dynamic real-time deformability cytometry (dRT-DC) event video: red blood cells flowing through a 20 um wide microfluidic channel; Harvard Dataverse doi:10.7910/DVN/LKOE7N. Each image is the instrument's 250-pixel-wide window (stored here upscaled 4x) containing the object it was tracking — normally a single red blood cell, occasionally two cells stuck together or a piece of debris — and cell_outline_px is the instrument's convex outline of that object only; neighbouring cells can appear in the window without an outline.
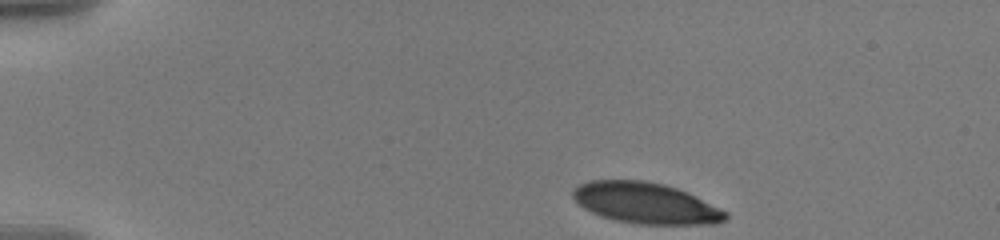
{"species": "human", "species_latin": "Homo sapiens", "temperature_condition": "warm", "stored_images_in_passage": 54, "camera_frame_rate_fps": 3000, "um_per_image_px": 0.085, "donor": {"sex": "male"}, "frame": {"image": 1, "passage_image": 1, "time_ms": 0.0, "image_size_px": [1000, 240], "cell_outline_px": [[728, 216], [724, 220], [716, 224], [640, 224], [616, 220], [600, 216], [584, 208], [572, 196], [572, 188], [588, 180], [644, 180], [664, 184], [676, 188], [720, 208], [728, 212]], "centroid_in_image_um": [54.86, 17.26], "position_along_channel_um": 30.1, "area_um2": 36.24}}
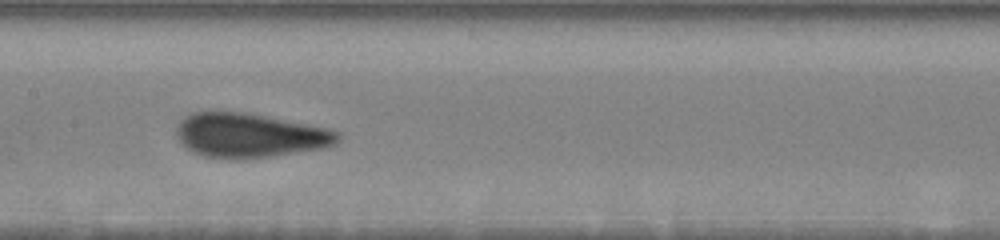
{"frame": {"image": 2, "passage_image": 23, "time_ms": 6.667, "image_size_px": [1000, 240], "cell_outline_px": [[340, 140], [336, 144], [324, 148], [272, 156], [228, 160], [204, 156], [192, 152], [180, 144], [176, 136], [176, 128], [180, 120], [184, 116], [192, 112], [212, 108], [244, 112], [328, 128], [340, 132]], "centroid_in_image_um": [21.14, 11.48], "position_along_channel_um": 186.3, "area_um2": 42.71}}
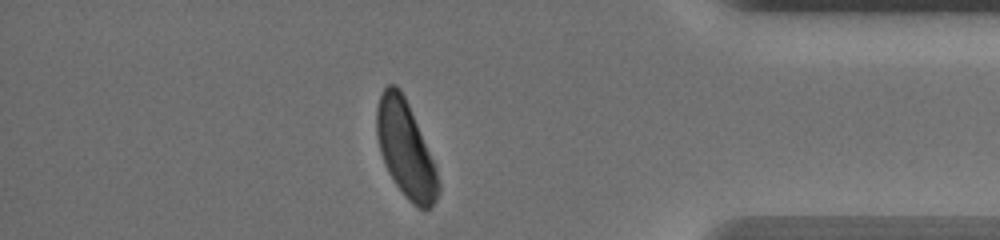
{"frame": {"image": 3, "passage_image": 46, "time_ms": 13.333, "image_size_px": [1000, 240], "cell_outline_px": [[440, 192], [436, 200], [428, 208], [420, 208], [412, 204], [408, 200], [396, 184], [388, 172], [384, 164], [380, 152], [376, 136], [376, 108], [380, 96], [384, 88], [388, 84], [396, 84], [400, 88], [408, 104], [436, 168], [440, 184]], "centroid_in_image_um": [34.45, 12.68], "position_along_channel_um": 400.7, "area_um2": 34.16}, "authors_computed_cell_mechanics": {"area_um2": 39.015, "velocity_mm_per_s": 3.5567, "shape_relaxation_time_tau1_ms": 3.9112, "shape_relaxation_time_tau2_ms": null, "deformation_change_tau1": 0.1727, "deformation_change_tau2": null}}